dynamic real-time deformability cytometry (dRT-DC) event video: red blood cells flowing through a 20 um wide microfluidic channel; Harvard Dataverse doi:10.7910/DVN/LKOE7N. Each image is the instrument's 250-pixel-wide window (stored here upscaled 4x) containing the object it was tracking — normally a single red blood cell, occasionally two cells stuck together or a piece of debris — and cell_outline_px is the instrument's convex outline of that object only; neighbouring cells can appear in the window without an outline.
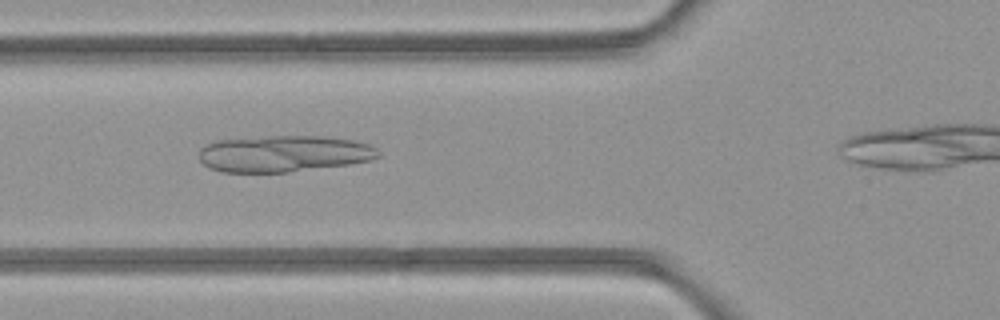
{"species": "common noctule bat (a hibernating species)", "species_latin": "Nyctalus noctula", "temperature_condition": "room temperature", "stored_images_in_passage": 8, "segment_of_instrument_passage": [1, 2], "camera_frame_rate_fps": 3000, "um_per_image_px": 0.085, "animal": {"sex": "female", "body_mass_g": 21.9}, "frame": {"image": 1, "passage_image": 3, "time_ms": 2.333, "image_size_px": [1000, 320], "cell_outline_px": [[380, 156], [372, 160], [348, 164], [288, 172], [220, 172], [208, 168], [200, 160], [200, 148], [204, 144], [216, 140], [268, 136], [320, 136], [352, 140], [368, 144], [376, 148], [380, 152]], "centroid_in_image_um": [24.09, 13.06], "position_along_channel_um": 101.7, "area_um2": 38.21}}